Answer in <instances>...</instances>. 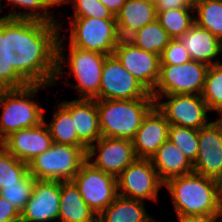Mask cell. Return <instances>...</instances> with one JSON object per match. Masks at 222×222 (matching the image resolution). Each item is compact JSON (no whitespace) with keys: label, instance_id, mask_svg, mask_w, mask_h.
Listing matches in <instances>:
<instances>
[{"label":"cell","instance_id":"obj_38","mask_svg":"<svg viewBox=\"0 0 222 222\" xmlns=\"http://www.w3.org/2000/svg\"><path fill=\"white\" fill-rule=\"evenodd\" d=\"M179 222H222V213L177 218Z\"/></svg>","mask_w":222,"mask_h":222},{"label":"cell","instance_id":"obj_13","mask_svg":"<svg viewBox=\"0 0 222 222\" xmlns=\"http://www.w3.org/2000/svg\"><path fill=\"white\" fill-rule=\"evenodd\" d=\"M86 157L94 167L115 177L137 159L132 140L105 136L88 147Z\"/></svg>","mask_w":222,"mask_h":222},{"label":"cell","instance_id":"obj_2","mask_svg":"<svg viewBox=\"0 0 222 222\" xmlns=\"http://www.w3.org/2000/svg\"><path fill=\"white\" fill-rule=\"evenodd\" d=\"M177 218L222 213L220 182L195 172L164 183Z\"/></svg>","mask_w":222,"mask_h":222},{"label":"cell","instance_id":"obj_37","mask_svg":"<svg viewBox=\"0 0 222 222\" xmlns=\"http://www.w3.org/2000/svg\"><path fill=\"white\" fill-rule=\"evenodd\" d=\"M156 12L178 9V8H191L187 6L184 0H157Z\"/></svg>","mask_w":222,"mask_h":222},{"label":"cell","instance_id":"obj_16","mask_svg":"<svg viewBox=\"0 0 222 222\" xmlns=\"http://www.w3.org/2000/svg\"><path fill=\"white\" fill-rule=\"evenodd\" d=\"M60 181L36 180L32 195L20 213V222H53L58 220Z\"/></svg>","mask_w":222,"mask_h":222},{"label":"cell","instance_id":"obj_33","mask_svg":"<svg viewBox=\"0 0 222 222\" xmlns=\"http://www.w3.org/2000/svg\"><path fill=\"white\" fill-rule=\"evenodd\" d=\"M35 184V178L28 172L16 184L0 189V196L8 200L20 213L29 201Z\"/></svg>","mask_w":222,"mask_h":222},{"label":"cell","instance_id":"obj_44","mask_svg":"<svg viewBox=\"0 0 222 222\" xmlns=\"http://www.w3.org/2000/svg\"><path fill=\"white\" fill-rule=\"evenodd\" d=\"M221 201H222V180L220 181Z\"/></svg>","mask_w":222,"mask_h":222},{"label":"cell","instance_id":"obj_36","mask_svg":"<svg viewBox=\"0 0 222 222\" xmlns=\"http://www.w3.org/2000/svg\"><path fill=\"white\" fill-rule=\"evenodd\" d=\"M0 222H20V212L0 196Z\"/></svg>","mask_w":222,"mask_h":222},{"label":"cell","instance_id":"obj_43","mask_svg":"<svg viewBox=\"0 0 222 222\" xmlns=\"http://www.w3.org/2000/svg\"><path fill=\"white\" fill-rule=\"evenodd\" d=\"M143 1L148 2V3H151V4H153V5H155L156 2H157V0H143Z\"/></svg>","mask_w":222,"mask_h":222},{"label":"cell","instance_id":"obj_15","mask_svg":"<svg viewBox=\"0 0 222 222\" xmlns=\"http://www.w3.org/2000/svg\"><path fill=\"white\" fill-rule=\"evenodd\" d=\"M193 172L222 180V130L215 120L198 130V154Z\"/></svg>","mask_w":222,"mask_h":222},{"label":"cell","instance_id":"obj_41","mask_svg":"<svg viewBox=\"0 0 222 222\" xmlns=\"http://www.w3.org/2000/svg\"><path fill=\"white\" fill-rule=\"evenodd\" d=\"M51 7L67 4L68 0H45Z\"/></svg>","mask_w":222,"mask_h":222},{"label":"cell","instance_id":"obj_35","mask_svg":"<svg viewBox=\"0 0 222 222\" xmlns=\"http://www.w3.org/2000/svg\"><path fill=\"white\" fill-rule=\"evenodd\" d=\"M191 60L187 49L176 39H170L160 55V65H180Z\"/></svg>","mask_w":222,"mask_h":222},{"label":"cell","instance_id":"obj_31","mask_svg":"<svg viewBox=\"0 0 222 222\" xmlns=\"http://www.w3.org/2000/svg\"><path fill=\"white\" fill-rule=\"evenodd\" d=\"M28 172L27 163L17 159L0 145V189L6 185L16 184Z\"/></svg>","mask_w":222,"mask_h":222},{"label":"cell","instance_id":"obj_8","mask_svg":"<svg viewBox=\"0 0 222 222\" xmlns=\"http://www.w3.org/2000/svg\"><path fill=\"white\" fill-rule=\"evenodd\" d=\"M208 67L194 60L180 65H160L159 78L151 95L154 100L163 99V95H201Z\"/></svg>","mask_w":222,"mask_h":222},{"label":"cell","instance_id":"obj_1","mask_svg":"<svg viewBox=\"0 0 222 222\" xmlns=\"http://www.w3.org/2000/svg\"><path fill=\"white\" fill-rule=\"evenodd\" d=\"M25 18H0V90L29 84L53 86L62 25Z\"/></svg>","mask_w":222,"mask_h":222},{"label":"cell","instance_id":"obj_45","mask_svg":"<svg viewBox=\"0 0 222 222\" xmlns=\"http://www.w3.org/2000/svg\"><path fill=\"white\" fill-rule=\"evenodd\" d=\"M3 12V8H2V5H1V2H0V13Z\"/></svg>","mask_w":222,"mask_h":222},{"label":"cell","instance_id":"obj_18","mask_svg":"<svg viewBox=\"0 0 222 222\" xmlns=\"http://www.w3.org/2000/svg\"><path fill=\"white\" fill-rule=\"evenodd\" d=\"M169 126L166 117L154 106L143 118L132 140L137 159H150L155 154L168 140Z\"/></svg>","mask_w":222,"mask_h":222},{"label":"cell","instance_id":"obj_5","mask_svg":"<svg viewBox=\"0 0 222 222\" xmlns=\"http://www.w3.org/2000/svg\"><path fill=\"white\" fill-rule=\"evenodd\" d=\"M154 106V98L96 99L101 136L133 140L143 118Z\"/></svg>","mask_w":222,"mask_h":222},{"label":"cell","instance_id":"obj_30","mask_svg":"<svg viewBox=\"0 0 222 222\" xmlns=\"http://www.w3.org/2000/svg\"><path fill=\"white\" fill-rule=\"evenodd\" d=\"M201 97L210 111L222 114V63L208 67Z\"/></svg>","mask_w":222,"mask_h":222},{"label":"cell","instance_id":"obj_6","mask_svg":"<svg viewBox=\"0 0 222 222\" xmlns=\"http://www.w3.org/2000/svg\"><path fill=\"white\" fill-rule=\"evenodd\" d=\"M87 146L53 143L28 163L29 173L36 180L72 181L87 160Z\"/></svg>","mask_w":222,"mask_h":222},{"label":"cell","instance_id":"obj_25","mask_svg":"<svg viewBox=\"0 0 222 222\" xmlns=\"http://www.w3.org/2000/svg\"><path fill=\"white\" fill-rule=\"evenodd\" d=\"M55 112L52 119L47 123L44 119L46 126L49 129L53 143L71 145V146H86L77 135L74 129V118L70 112L57 101Z\"/></svg>","mask_w":222,"mask_h":222},{"label":"cell","instance_id":"obj_39","mask_svg":"<svg viewBox=\"0 0 222 222\" xmlns=\"http://www.w3.org/2000/svg\"><path fill=\"white\" fill-rule=\"evenodd\" d=\"M112 14L116 15L120 12L126 0H99Z\"/></svg>","mask_w":222,"mask_h":222},{"label":"cell","instance_id":"obj_3","mask_svg":"<svg viewBox=\"0 0 222 222\" xmlns=\"http://www.w3.org/2000/svg\"><path fill=\"white\" fill-rule=\"evenodd\" d=\"M63 41L60 34L57 44V70L53 85H56L58 79L67 78L64 75L66 71L62 66L64 64L69 69L67 71L69 76L71 74L78 82L73 86V89L80 95L79 99H94L99 94L102 70L107 55L84 50L70 44L68 45L69 55H65L66 47Z\"/></svg>","mask_w":222,"mask_h":222},{"label":"cell","instance_id":"obj_14","mask_svg":"<svg viewBox=\"0 0 222 222\" xmlns=\"http://www.w3.org/2000/svg\"><path fill=\"white\" fill-rule=\"evenodd\" d=\"M114 55L150 93L154 90L160 70V56L134 46L127 39H121L114 49Z\"/></svg>","mask_w":222,"mask_h":222},{"label":"cell","instance_id":"obj_22","mask_svg":"<svg viewBox=\"0 0 222 222\" xmlns=\"http://www.w3.org/2000/svg\"><path fill=\"white\" fill-rule=\"evenodd\" d=\"M155 5L143 0H126L116 15L118 32L121 39H127L135 31L156 20Z\"/></svg>","mask_w":222,"mask_h":222},{"label":"cell","instance_id":"obj_26","mask_svg":"<svg viewBox=\"0 0 222 222\" xmlns=\"http://www.w3.org/2000/svg\"><path fill=\"white\" fill-rule=\"evenodd\" d=\"M170 39L166 30L157 20L135 31L127 38L134 46L159 56Z\"/></svg>","mask_w":222,"mask_h":222},{"label":"cell","instance_id":"obj_34","mask_svg":"<svg viewBox=\"0 0 222 222\" xmlns=\"http://www.w3.org/2000/svg\"><path fill=\"white\" fill-rule=\"evenodd\" d=\"M72 4L74 16L99 19H116L115 16L99 0H68Z\"/></svg>","mask_w":222,"mask_h":222},{"label":"cell","instance_id":"obj_32","mask_svg":"<svg viewBox=\"0 0 222 222\" xmlns=\"http://www.w3.org/2000/svg\"><path fill=\"white\" fill-rule=\"evenodd\" d=\"M168 139L181 149L192 164L195 162L198 154V130L170 124Z\"/></svg>","mask_w":222,"mask_h":222},{"label":"cell","instance_id":"obj_7","mask_svg":"<svg viewBox=\"0 0 222 222\" xmlns=\"http://www.w3.org/2000/svg\"><path fill=\"white\" fill-rule=\"evenodd\" d=\"M69 44L84 50L113 55L121 40L116 19L70 17Z\"/></svg>","mask_w":222,"mask_h":222},{"label":"cell","instance_id":"obj_12","mask_svg":"<svg viewBox=\"0 0 222 222\" xmlns=\"http://www.w3.org/2000/svg\"><path fill=\"white\" fill-rule=\"evenodd\" d=\"M167 101L155 100V106L171 125L199 130L210 122L208 106L201 95L175 94L163 95Z\"/></svg>","mask_w":222,"mask_h":222},{"label":"cell","instance_id":"obj_40","mask_svg":"<svg viewBox=\"0 0 222 222\" xmlns=\"http://www.w3.org/2000/svg\"><path fill=\"white\" fill-rule=\"evenodd\" d=\"M187 6L195 9L198 5L206 2L207 0H184Z\"/></svg>","mask_w":222,"mask_h":222},{"label":"cell","instance_id":"obj_42","mask_svg":"<svg viewBox=\"0 0 222 222\" xmlns=\"http://www.w3.org/2000/svg\"><path fill=\"white\" fill-rule=\"evenodd\" d=\"M215 121L221 126V130H222V114H220L219 118H217Z\"/></svg>","mask_w":222,"mask_h":222},{"label":"cell","instance_id":"obj_19","mask_svg":"<svg viewBox=\"0 0 222 222\" xmlns=\"http://www.w3.org/2000/svg\"><path fill=\"white\" fill-rule=\"evenodd\" d=\"M187 49L191 60L208 66L221 64L217 58L222 55V41L210 31L194 23L191 28L178 38Z\"/></svg>","mask_w":222,"mask_h":222},{"label":"cell","instance_id":"obj_24","mask_svg":"<svg viewBox=\"0 0 222 222\" xmlns=\"http://www.w3.org/2000/svg\"><path fill=\"white\" fill-rule=\"evenodd\" d=\"M97 222H156L144 202L117 196L98 216Z\"/></svg>","mask_w":222,"mask_h":222},{"label":"cell","instance_id":"obj_27","mask_svg":"<svg viewBox=\"0 0 222 222\" xmlns=\"http://www.w3.org/2000/svg\"><path fill=\"white\" fill-rule=\"evenodd\" d=\"M156 13V20L166 30L171 39L179 38L195 23L193 8H178Z\"/></svg>","mask_w":222,"mask_h":222},{"label":"cell","instance_id":"obj_21","mask_svg":"<svg viewBox=\"0 0 222 222\" xmlns=\"http://www.w3.org/2000/svg\"><path fill=\"white\" fill-rule=\"evenodd\" d=\"M150 160L164 183L170 178L193 172V164L169 139L159 147Z\"/></svg>","mask_w":222,"mask_h":222},{"label":"cell","instance_id":"obj_29","mask_svg":"<svg viewBox=\"0 0 222 222\" xmlns=\"http://www.w3.org/2000/svg\"><path fill=\"white\" fill-rule=\"evenodd\" d=\"M195 23L222 41V0H207L194 9Z\"/></svg>","mask_w":222,"mask_h":222},{"label":"cell","instance_id":"obj_9","mask_svg":"<svg viewBox=\"0 0 222 222\" xmlns=\"http://www.w3.org/2000/svg\"><path fill=\"white\" fill-rule=\"evenodd\" d=\"M116 178L119 196L143 202H157L159 190L164 187L150 159H136Z\"/></svg>","mask_w":222,"mask_h":222},{"label":"cell","instance_id":"obj_28","mask_svg":"<svg viewBox=\"0 0 222 222\" xmlns=\"http://www.w3.org/2000/svg\"><path fill=\"white\" fill-rule=\"evenodd\" d=\"M2 5V0H0ZM9 5H13L11 12L5 17L8 18H25L46 21L49 23H58L54 14L50 13L52 7L45 0H7ZM15 7V8H14ZM16 8H25L23 11H16Z\"/></svg>","mask_w":222,"mask_h":222},{"label":"cell","instance_id":"obj_23","mask_svg":"<svg viewBox=\"0 0 222 222\" xmlns=\"http://www.w3.org/2000/svg\"><path fill=\"white\" fill-rule=\"evenodd\" d=\"M59 222H97V215L89 208L72 181H60Z\"/></svg>","mask_w":222,"mask_h":222},{"label":"cell","instance_id":"obj_10","mask_svg":"<svg viewBox=\"0 0 222 222\" xmlns=\"http://www.w3.org/2000/svg\"><path fill=\"white\" fill-rule=\"evenodd\" d=\"M72 182L89 208L98 216L118 196L117 178L94 167L87 160Z\"/></svg>","mask_w":222,"mask_h":222},{"label":"cell","instance_id":"obj_20","mask_svg":"<svg viewBox=\"0 0 222 222\" xmlns=\"http://www.w3.org/2000/svg\"><path fill=\"white\" fill-rule=\"evenodd\" d=\"M74 118L78 138L89 147L101 138L96 99H74L60 102Z\"/></svg>","mask_w":222,"mask_h":222},{"label":"cell","instance_id":"obj_17","mask_svg":"<svg viewBox=\"0 0 222 222\" xmlns=\"http://www.w3.org/2000/svg\"><path fill=\"white\" fill-rule=\"evenodd\" d=\"M52 144L53 139L45 122L33 128L13 132L1 142L10 154L27 164L48 150Z\"/></svg>","mask_w":222,"mask_h":222},{"label":"cell","instance_id":"obj_4","mask_svg":"<svg viewBox=\"0 0 222 222\" xmlns=\"http://www.w3.org/2000/svg\"><path fill=\"white\" fill-rule=\"evenodd\" d=\"M43 87L50 86L29 84L21 88L0 90V142L13 132L33 128L44 122L46 110L33 99Z\"/></svg>","mask_w":222,"mask_h":222},{"label":"cell","instance_id":"obj_11","mask_svg":"<svg viewBox=\"0 0 222 222\" xmlns=\"http://www.w3.org/2000/svg\"><path fill=\"white\" fill-rule=\"evenodd\" d=\"M138 98H153V96L124 68L114 54L107 55L102 70L99 94L94 99L133 100Z\"/></svg>","mask_w":222,"mask_h":222}]
</instances>
